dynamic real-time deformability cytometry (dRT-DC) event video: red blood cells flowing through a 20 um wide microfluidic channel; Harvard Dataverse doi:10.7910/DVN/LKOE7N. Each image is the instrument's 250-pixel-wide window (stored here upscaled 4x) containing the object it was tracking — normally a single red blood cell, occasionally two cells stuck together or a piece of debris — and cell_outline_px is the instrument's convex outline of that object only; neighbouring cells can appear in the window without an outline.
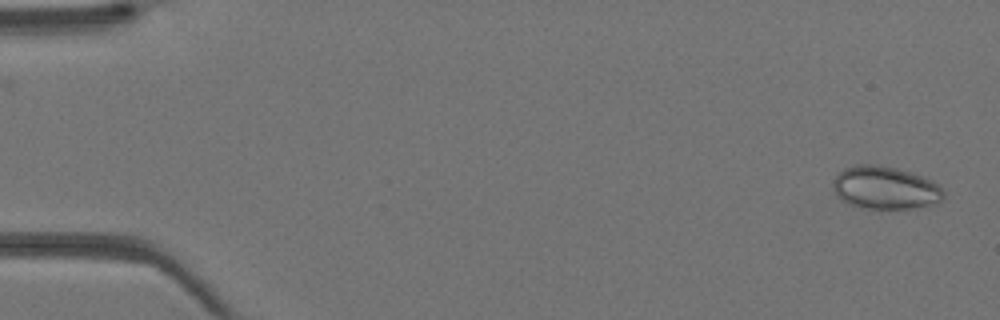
{"species": "Egyptian fruit bat (a non-hibernating species)", "species_latin": "Rousettus aegyptiacus", "temperature_condition": "warm", "stored_images_in_passage": 8, "camera_frame_rate_fps": 3000, "um_per_image_px": 0.085, "animal": {"sex": "female"}, "frame": {"image": 1, "passage_image": 1, "time_ms": 0.0, "image_size_px": [1000, 320], "cell_outline_px": [[944, 200], [940, 204], [912, 208], [860, 208], [840, 200], [836, 196], [832, 188], [832, 184], [836, 172], [844, 168], [856, 164], [876, 164], [896, 168], [920, 176], [936, 184], [944, 192]], "centroid_in_image_um": [75.19, 15.97], "position_along_channel_um": 9.8, "area_um2": 27.86}}